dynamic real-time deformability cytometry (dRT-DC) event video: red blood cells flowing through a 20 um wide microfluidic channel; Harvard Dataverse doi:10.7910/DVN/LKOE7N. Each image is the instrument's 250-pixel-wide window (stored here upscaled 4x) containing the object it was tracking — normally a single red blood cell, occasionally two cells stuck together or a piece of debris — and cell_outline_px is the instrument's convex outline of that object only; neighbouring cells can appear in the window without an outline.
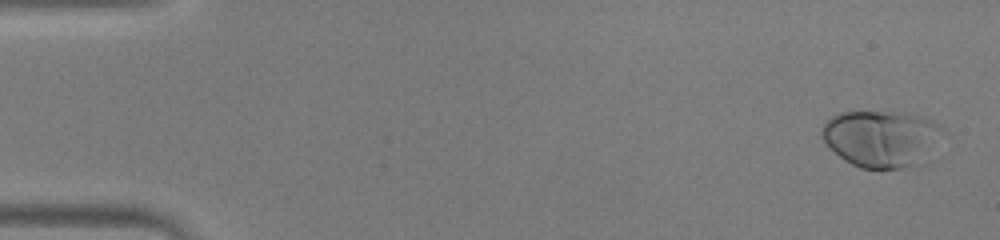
{"species": "human", "species_latin": "Homo sapiens", "temperature_condition": "warm", "stored_images_in_passage": 48, "camera_frame_rate_fps": 3000, "um_per_image_px": 0.085, "donor": {"sex": "male"}, "frame": {"image": 1, "passage_image": 2, "time_ms": 0.333, "image_size_px": [1000, 240], "cell_outline_px": [[952, 132], [932, 160], [924, 164], [900, 168], [860, 168], [844, 160], [828, 148], [820, 136], [820, 132], [824, 124], [832, 116], [840, 112], [908, 112], [932, 120]], "centroid_in_image_um": [75.12, 11.8], "position_along_channel_um": 9.9, "area_um2": 42.19}}
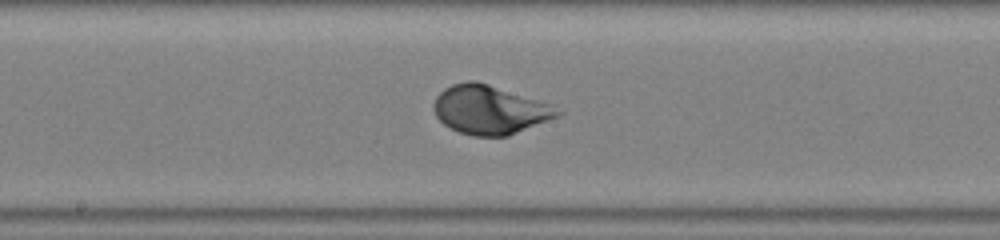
{"frame": {"image": 2, "passage_image": 26, "time_ms": 8.333, "image_size_px": [1000, 240], "cell_outline_px": [[564, 112], [556, 116], [508, 136], [472, 136], [460, 132], [444, 124], [436, 116], [432, 108], [432, 104], [436, 96], [444, 88], [452, 84], [468, 80], [476, 80], [548, 104]], "centroid_in_image_um": [41.54, 9.32], "position_along_channel_um": 206.7, "area_um2": 34.62}}
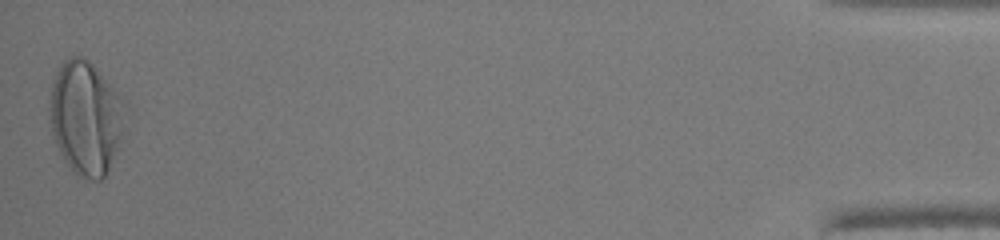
{"frame": {"image": 3, "passage_image": 48, "time_ms": 15.667, "image_size_px": [1000, 240], "cell_outline_px": [[120, 136], [108, 168], [104, 176], [100, 180], [92, 180], [80, 176], [68, 164], [56, 144], [52, 132], [48, 108], [52, 80], [60, 64], [64, 60], [72, 56], [80, 56], [88, 60], [96, 68], [120, 96]], "centroid_in_image_um": [7.18, 9.96], "position_along_channel_um": 428.0, "area_um2": 48.15}, "authors_computed_cell_mechanics": {"area_um2": 34.5644, "velocity_mm_per_s": 4.2803, "shape_relaxation_time_tau1_ms": 2.4331, "shape_relaxation_time_tau2_ms": null, "deformation_change_tau1": 0.1946, "deformation_change_tau2": null}}